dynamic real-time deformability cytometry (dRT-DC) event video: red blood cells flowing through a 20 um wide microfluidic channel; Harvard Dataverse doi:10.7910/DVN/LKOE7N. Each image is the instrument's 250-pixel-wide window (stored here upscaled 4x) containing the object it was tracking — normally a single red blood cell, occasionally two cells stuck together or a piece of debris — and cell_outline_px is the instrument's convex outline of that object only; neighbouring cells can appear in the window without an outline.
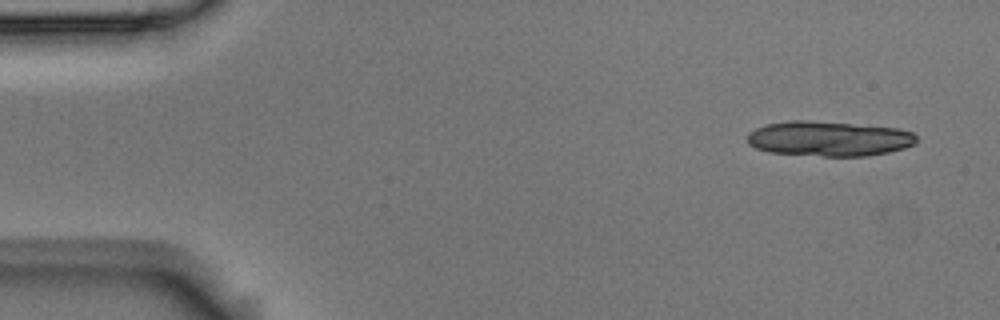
{"species": "Egyptian fruit bat (a non-hibernating species)", "species_latin": "Rousettus aegyptiacus", "temperature_condition": "room temperature", "stored_images_in_passage": 9, "segment_of_instrument_passage": [1, 2], "camera_frame_rate_fps": 3000, "um_per_image_px": 0.085, "animal": {"sex": "male"}, "frame": {"image": 1, "passage_image": 1, "time_ms": 0.0, "image_size_px": [1000, 320], "cell_outline_px": [[916, 144], [904, 148], [888, 152], [864, 156], [824, 156], [768, 152], [756, 148], [748, 144], [748, 132], [756, 128], [768, 124], [788, 120], [808, 120], [896, 128], [912, 132], [916, 136]], "centroid_in_image_um": [70.44, 11.79], "position_along_channel_um": 14.6, "area_um2": 34.39}}